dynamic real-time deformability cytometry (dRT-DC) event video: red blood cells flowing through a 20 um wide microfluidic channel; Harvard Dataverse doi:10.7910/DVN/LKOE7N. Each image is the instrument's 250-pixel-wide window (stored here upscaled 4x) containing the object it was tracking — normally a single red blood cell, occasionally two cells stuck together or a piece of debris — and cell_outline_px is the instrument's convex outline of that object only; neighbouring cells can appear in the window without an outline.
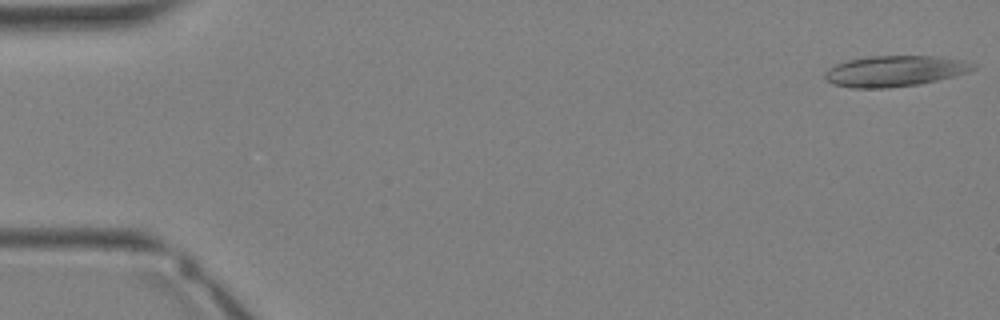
{"species": "Egyptian fruit bat (a non-hibernating species)", "species_latin": "Rousettus aegyptiacus", "temperature_condition": "warm", "stored_images_in_passage": 13, "camera_frame_rate_fps": 3000, "um_per_image_px": 0.085, "animal": {"sex": "female"}, "frame": {"image": 1, "passage_image": 1, "time_ms": 0.0, "image_size_px": [1000, 320], "cell_outline_px": [[976, 68], [968, 72], [920, 84], [888, 88], [852, 88], [832, 84], [824, 76], [824, 72], [828, 68], [836, 64], [848, 60], [868, 56], [940, 56], [964, 60], [976, 64]], "centroid_in_image_um": [76.05, 6.03], "position_along_channel_um": 8.9, "area_um2": 26.76}}
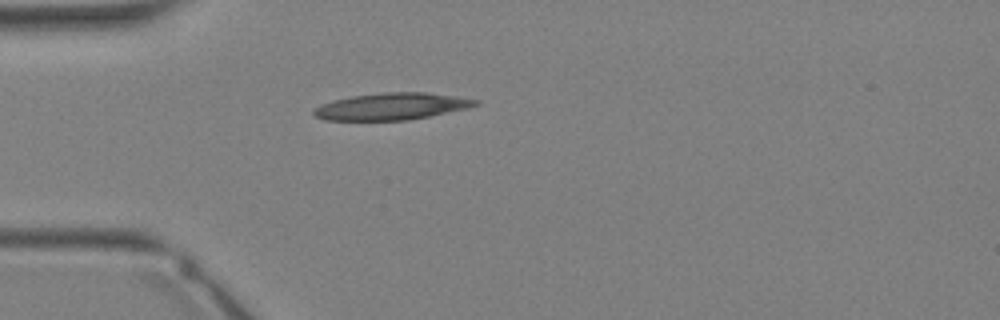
{"frame": {"image": 2, "passage_image": 10, "time_ms": 3.0, "image_size_px": [1000, 320], "cell_outline_px": [[480, 104], [468, 108], [408, 120], [324, 120], [316, 116], [312, 112], [320, 104], [332, 100], [352, 96], [384, 92], [428, 92], [456, 96], [480, 100]], "centroid_in_image_um": [33.31, 9.03], "position_along_channel_um": 51.7, "area_um2": 25.32}}
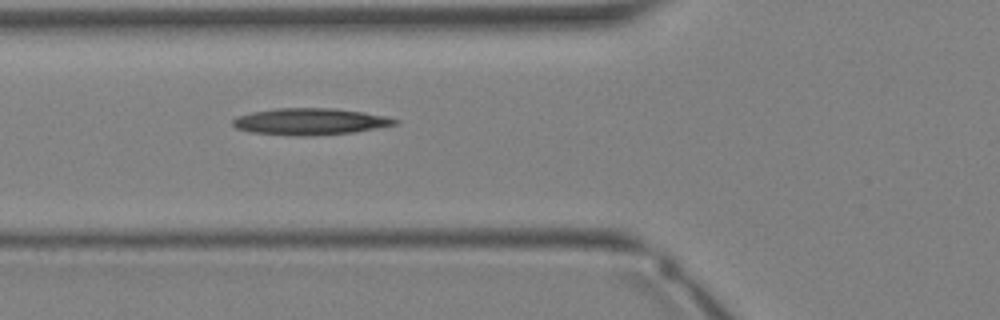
{"frame": {"image": 3, "passage_image": 13, "time_ms": 4.0, "image_size_px": [1000, 320], "cell_outline_px": [[400, 120], [396, 124], [356, 132], [312, 136], [296, 136], [248, 132], [236, 128], [232, 124], [232, 120], [236, 116], [252, 112], [276, 108], [332, 108], [364, 112], [384, 116]], "centroid_in_image_um": [26.32, 10.34], "position_along_channel_um": 99.5, "area_um2": 25.32}}